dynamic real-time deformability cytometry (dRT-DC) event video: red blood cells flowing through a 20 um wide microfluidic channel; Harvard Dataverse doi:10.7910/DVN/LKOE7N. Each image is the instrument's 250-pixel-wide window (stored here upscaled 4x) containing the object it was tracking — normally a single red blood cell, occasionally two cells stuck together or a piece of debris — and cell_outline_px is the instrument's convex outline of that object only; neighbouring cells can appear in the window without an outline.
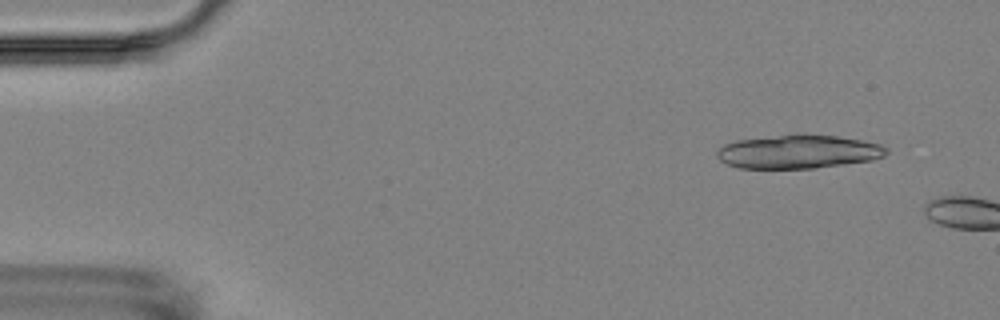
{"species": "Egyptian fruit bat (a non-hibernating species)", "species_latin": "Rousettus aegyptiacus", "temperature_condition": "room temperature", "stored_images_in_passage": 2, "camera_frame_rate_fps": 3000, "um_per_image_px": 0.085, "animal": {"sex": "female"}, "frame": {"image": 1, "passage_image": 1, "time_ms": 0.0, "image_size_px": [1000, 320], "cell_outline_px": [[888, 152], [884, 156], [872, 160], [816, 168], [740, 168], [728, 164], [720, 160], [716, 156], [716, 152], [724, 144], [736, 140], [796, 132], [836, 136], [860, 140], [880, 144], [888, 148]], "centroid_in_image_um": [67.85, 12.87], "position_along_channel_um": 17.2, "area_um2": 33.64}}